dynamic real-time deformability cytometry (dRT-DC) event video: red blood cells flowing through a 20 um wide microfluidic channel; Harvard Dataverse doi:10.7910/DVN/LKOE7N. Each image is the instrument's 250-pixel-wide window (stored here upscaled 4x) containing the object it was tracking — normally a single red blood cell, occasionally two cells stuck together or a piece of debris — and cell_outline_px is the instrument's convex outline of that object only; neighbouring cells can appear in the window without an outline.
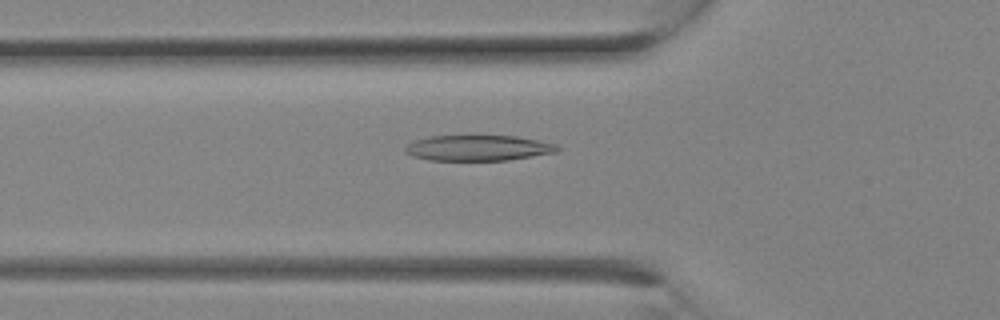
{"species": "Egyptian fruit bat (a non-hibernating species)", "species_latin": "Rousettus aegyptiacus", "temperature_condition": "room temperature", "stored_images_in_passage": 16, "camera_frame_rate_fps": 3000, "um_per_image_px": 0.085, "animal": {"sex": "female"}, "frame": {"image": 1, "passage_image": 9, "time_ms": 2.667, "image_size_px": [1000, 320], "cell_outline_px": [[560, 152], [508, 160], [428, 160], [412, 156], [404, 152], [404, 148], [408, 144], [416, 140], [428, 136], [516, 136], [556, 144], [560, 148]], "centroid_in_image_um": [40.65, 12.58], "position_along_channel_um": 85.1, "area_um2": 22.72}}
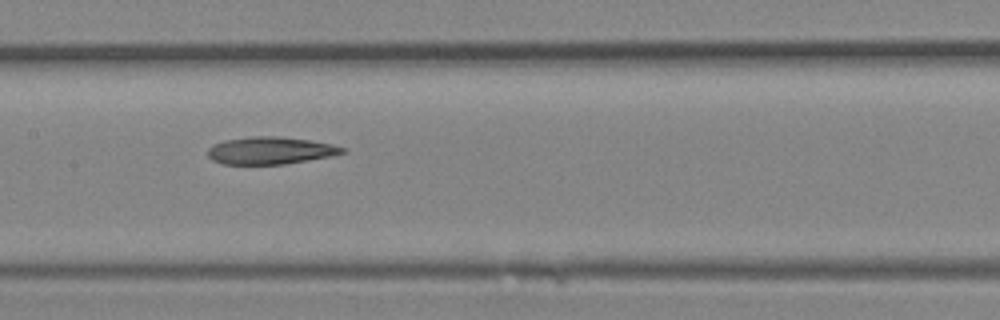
{"frame": {"image": 2, "passage_image": 13, "time_ms": 4.0, "image_size_px": [1000, 320], "cell_outline_px": [[344, 152], [328, 156], [308, 160], [284, 164], [224, 164], [212, 160], [208, 156], [208, 148], [212, 144], [224, 140], [252, 136], [276, 136], [308, 140], [332, 144], [344, 148]], "centroid_in_image_um": [22.91, 12.79], "position_along_channel_um": 184.5, "area_um2": 21.21}}
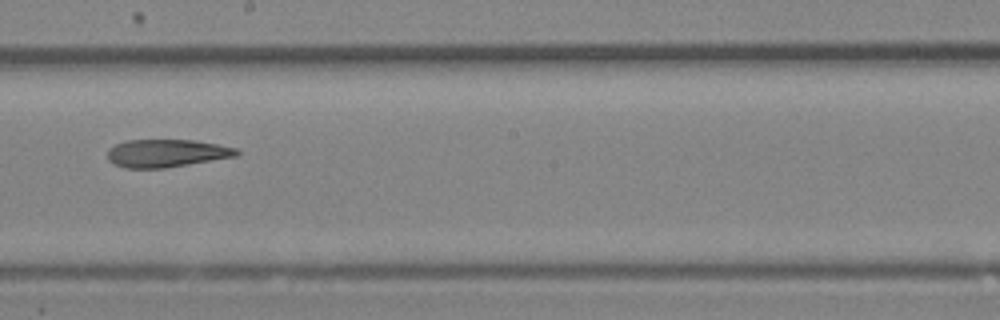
{"frame": {"image": 3, "passage_image": 15, "time_ms": 4.667, "image_size_px": [1000, 320], "cell_outline_px": [[240, 152], [236, 156], [164, 168], [124, 168], [112, 164], [108, 160], [108, 148], [116, 144], [128, 140], [196, 140], [236, 148]], "centroid_in_image_um": [14.11, 13.02], "position_along_channel_um": 234.1, "area_um2": 20.87}}